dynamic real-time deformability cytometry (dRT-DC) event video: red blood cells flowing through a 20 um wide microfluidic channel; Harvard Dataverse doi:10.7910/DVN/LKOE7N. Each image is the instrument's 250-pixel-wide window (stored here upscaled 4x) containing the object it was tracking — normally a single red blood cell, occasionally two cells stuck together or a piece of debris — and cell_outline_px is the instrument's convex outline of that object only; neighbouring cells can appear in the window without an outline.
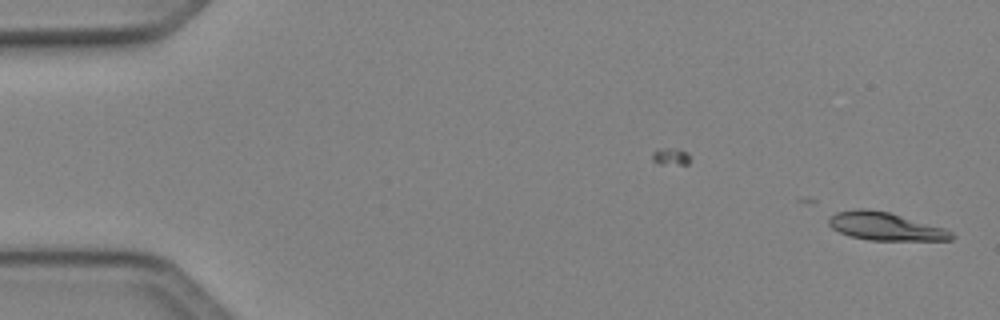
{"species": "Egyptian fruit bat (a non-hibernating species)", "species_latin": "Rousettus aegyptiacus", "temperature_condition": "cold", "stored_images_in_passage": 48, "camera_frame_rate_fps": 3000, "um_per_image_px": 0.085, "animal": {"sex": "female"}, "frame": {"image": 1, "passage_image": 1, "time_ms": 0.0, "image_size_px": [1000, 320], "cell_outline_px": [[956, 236], [952, 240], [868, 240], [852, 236], [840, 232], [832, 228], [828, 224], [828, 220], [836, 212], [856, 208], [868, 208], [888, 212], [944, 228], [952, 232]], "centroid_in_image_um": [75.25, 19.24], "position_along_channel_um": 9.7, "area_um2": 19.88}}
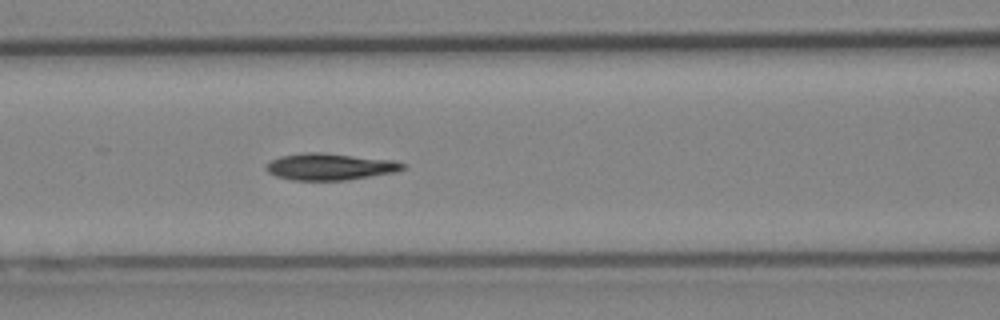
{"frame": {"image": 2, "passage_image": 21, "time_ms": 6.667, "image_size_px": [1000, 320], "cell_outline_px": [[408, 168], [396, 172], [348, 180], [292, 180], [276, 176], [268, 172], [264, 168], [272, 160], [280, 156], [304, 152], [320, 152], [396, 160], [404, 164]], "centroid_in_image_um": [28.08, 14.16], "position_along_channel_um": 138.5, "area_um2": 21.44}}
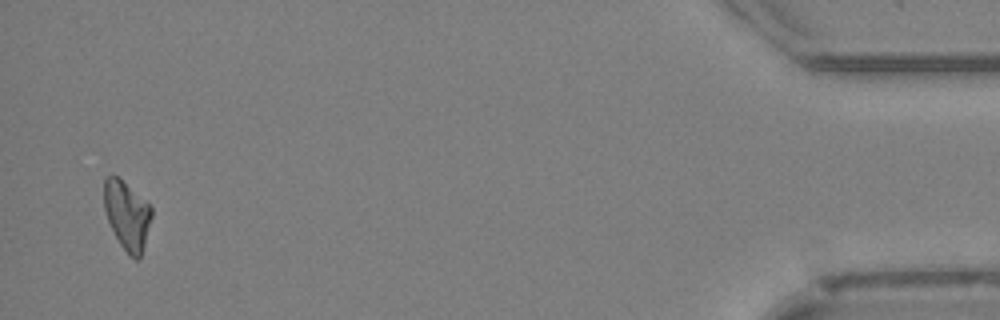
{"frame": {"image": 3, "passage_image": 48, "time_ms": 15.667, "image_size_px": [1000, 320], "cell_outline_px": [[152, 216], [140, 260], [136, 260], [128, 256], [120, 244], [108, 220], [104, 208], [104, 176], [112, 172], [148, 204], [152, 208]], "centroid_in_image_um": [10.78, 18.31], "position_along_channel_um": 424.4, "area_um2": 18.9}, "authors_computed_cell_mechanics": {"area_um2": 20.1722, "velocity_mm_per_s": 4.0954, "shape_relaxation_time_tau1_ms": 5.4264, "shape_relaxation_time_tau2_ms": null, "deformation_change_tau1": 0.1555, "deformation_change_tau2": null}}